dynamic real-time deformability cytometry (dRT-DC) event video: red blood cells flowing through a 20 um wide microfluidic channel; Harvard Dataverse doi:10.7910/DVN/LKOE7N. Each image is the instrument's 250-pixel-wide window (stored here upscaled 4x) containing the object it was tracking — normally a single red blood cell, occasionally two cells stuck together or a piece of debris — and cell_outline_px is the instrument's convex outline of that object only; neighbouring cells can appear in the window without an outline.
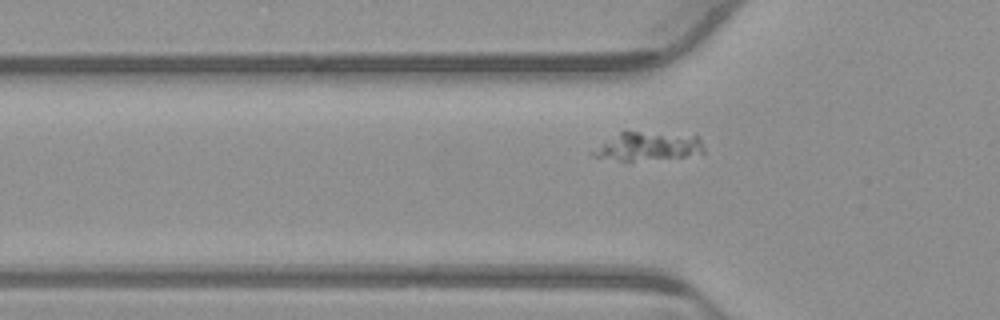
{"species": "common noctule bat (a hibernating species)", "species_latin": "Nyctalus noctula", "temperature_condition": "warm", "stored_images_in_passage": 38, "segment_of_instrument_passage": [1, 2], "camera_frame_rate_fps": 3000, "um_per_image_px": 0.085, "animal": {"sex": "male", "body_mass_g": 23.1, "forearm_length_mm": 52.7}, "frame": {"image": 1, "passage_image": 11, "time_ms": 3.333, "image_size_px": [1000, 320], "cell_outline_px": [[704, 152], [684, 156], [632, 160], [620, 160], [592, 156], [588, 152], [620, 132], [636, 132], [700, 136], [704, 148]], "centroid_in_image_um": [55.07, 12.43], "position_along_channel_um": 70.7, "area_um2": 17.74}}
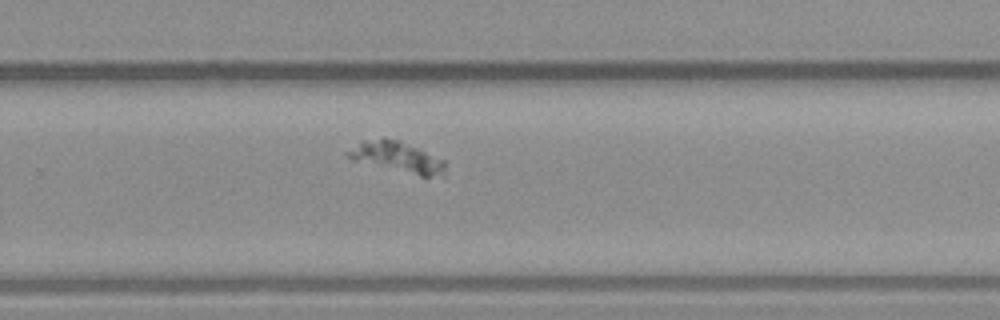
{"frame": {"image": 2, "passage_image": 29, "time_ms": 9.333, "image_size_px": [1000, 320], "cell_outline_px": [[444, 172], [428, 176], [420, 176], [352, 160], [344, 156], [344, 152], [360, 140], [380, 136], [384, 136], [396, 140], [416, 148], [444, 160]], "centroid_in_image_um": [33.59, 13.3], "position_along_channel_um": 296.2, "area_um2": 17.28}}
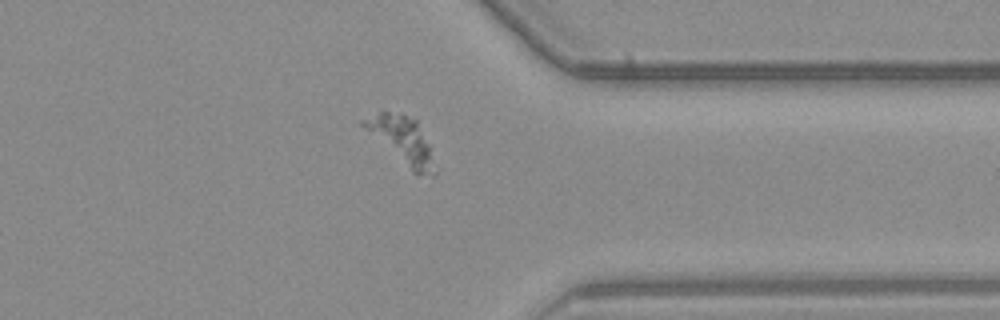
{"frame": {"image": 3, "passage_image": 36, "time_ms": 11.667, "image_size_px": [1000, 320], "cell_outline_px": [[436, 172], [432, 176], [412, 172], [364, 128], [360, 124], [360, 120], [380, 112], [400, 112], [416, 120], [428, 144]], "centroid_in_image_um": [34.15, 11.9], "position_along_channel_um": 377.2, "area_um2": 18.9}}